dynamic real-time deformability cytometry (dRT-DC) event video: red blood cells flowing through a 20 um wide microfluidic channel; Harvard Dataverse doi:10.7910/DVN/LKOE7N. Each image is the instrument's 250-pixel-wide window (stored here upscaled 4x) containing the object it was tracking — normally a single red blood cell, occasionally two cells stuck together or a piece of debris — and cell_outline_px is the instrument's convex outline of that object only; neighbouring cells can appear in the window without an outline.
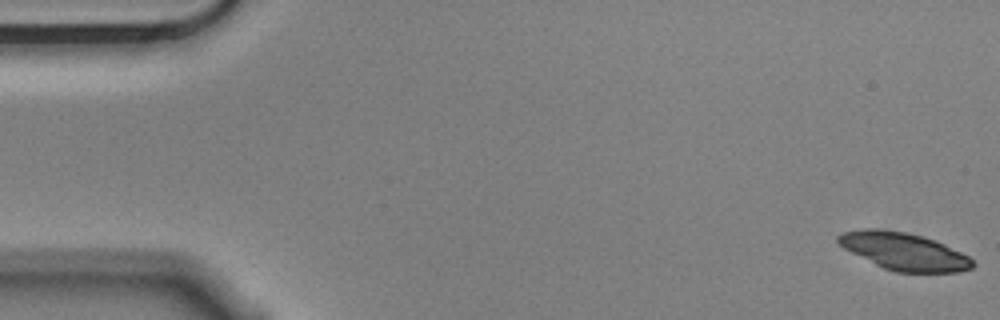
{"species": "Egyptian fruit bat (a non-hibernating species)", "species_latin": "Rousettus aegyptiacus", "temperature_condition": "cold", "stored_images_in_passage": 6, "camera_frame_rate_fps": 3000, "um_per_image_px": 0.085, "animal": {"sex": "male"}, "frame": {"image": 1, "passage_image": 1, "time_ms": 0.0, "image_size_px": [1000, 320], "cell_outline_px": [[976, 264], [972, 268], [960, 272], [896, 272], [884, 268], [844, 248], [836, 240], [836, 236], [844, 232], [864, 228], [876, 228], [904, 232], [924, 236], [936, 240], [968, 256]], "centroid_in_image_um": [76.85, 21.36], "position_along_channel_um": 8.1, "area_um2": 29.07}}
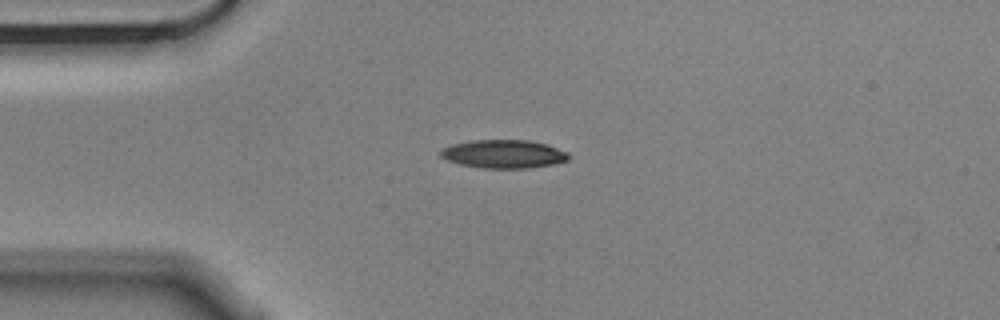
{"frame": {"image": 2, "passage_image": 6, "time_ms": 1.667, "image_size_px": [1000, 320], "cell_outline_px": [[572, 156], [568, 160], [556, 164], [532, 168], [480, 168], [460, 164], [448, 160], [440, 156], [440, 148], [452, 144], [472, 140], [528, 140], [548, 144], [568, 152]], "centroid_in_image_um": [42.85, 13.09], "position_along_channel_um": 42.2, "area_um2": 21.5}}